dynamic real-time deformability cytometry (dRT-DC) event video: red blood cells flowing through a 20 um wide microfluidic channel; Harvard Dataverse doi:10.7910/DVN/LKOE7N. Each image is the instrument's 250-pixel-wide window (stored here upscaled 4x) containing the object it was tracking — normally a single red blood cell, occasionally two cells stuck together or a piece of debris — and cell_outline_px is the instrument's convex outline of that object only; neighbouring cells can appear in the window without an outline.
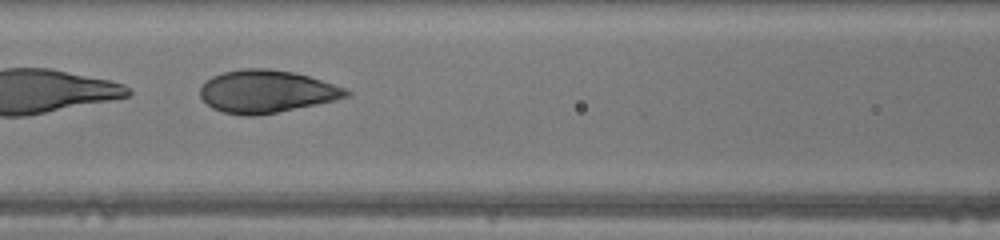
{"species": "human", "species_latin": "Homo sapiens", "temperature_condition": "warm", "stored_images_in_passage": 43, "camera_frame_rate_fps": 3000, "um_per_image_px": 0.085, "donor": {"sex": "male"}, "frame": {"image": 1, "passage_image": 19, "time_ms": 6.0, "image_size_px": [1000, 240], "cell_outline_px": [[352, 92], [348, 96], [336, 100], [256, 116], [248, 116], [224, 112], [212, 108], [200, 96], [200, 88], [212, 76], [224, 72], [244, 68], [268, 68], [296, 72], [344, 88]], "centroid_in_image_um": [22.65, 7.77], "position_along_channel_um": 144.0, "area_um2": 35.95}}
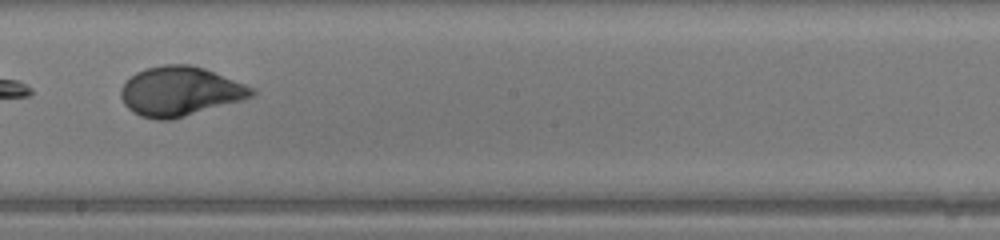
{"frame": {"image": 2, "passage_image": 25, "time_ms": 8.0, "image_size_px": [1000, 240], "cell_outline_px": [[256, 92], [252, 96], [244, 100], [172, 120], [156, 120], [140, 116], [132, 112], [124, 104], [120, 96], [120, 88], [136, 72], [144, 68], [164, 64], [192, 64], [204, 68], [256, 88]], "centroid_in_image_um": [15.31, 7.77], "position_along_channel_um": 232.9, "area_um2": 38.03}}
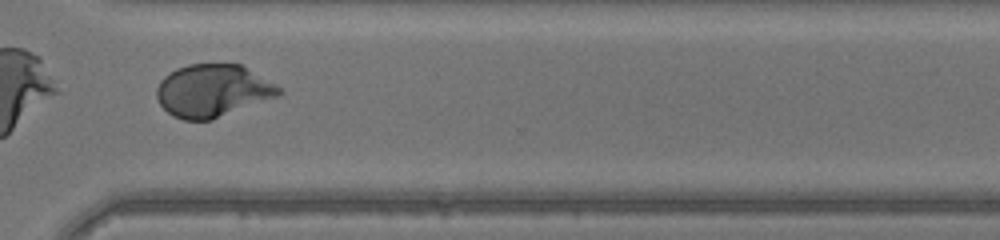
{"frame": {"image": 3, "passage_image": 33, "time_ms": 10.667, "image_size_px": [1000, 240], "cell_outline_px": [[284, 92], [276, 96], [212, 120], [184, 120], [172, 116], [160, 104], [156, 96], [156, 88], [160, 80], [164, 76], [176, 68], [188, 64], [240, 64], [280, 88]], "centroid_in_image_um": [18.02, 7.71], "position_along_channel_um": 352.6, "area_um2": 37.05}}